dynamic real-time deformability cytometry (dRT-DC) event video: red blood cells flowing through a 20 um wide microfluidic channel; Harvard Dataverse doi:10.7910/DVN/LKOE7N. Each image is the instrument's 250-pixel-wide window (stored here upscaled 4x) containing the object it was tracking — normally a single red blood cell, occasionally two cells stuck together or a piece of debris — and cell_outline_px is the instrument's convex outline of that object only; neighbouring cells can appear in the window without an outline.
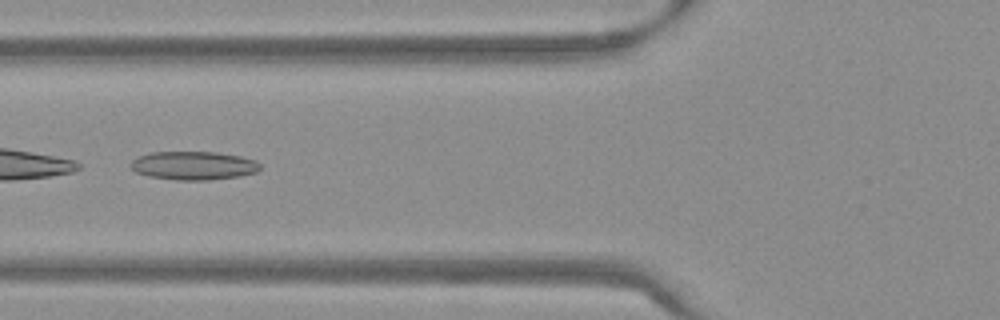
{"species": "Egyptian fruit bat (a non-hibernating species)", "species_latin": "Rousettus aegyptiacus", "temperature_condition": "warm", "stored_images_in_passage": 52, "camera_frame_rate_fps": 3000, "um_per_image_px": 0.085, "frame": {"image": 1, "passage_image": 21, "time_ms": 6.667, "image_size_px": [1000, 320], "cell_outline_px": [[260, 168], [256, 172], [240, 176], [208, 180], [176, 180], [148, 176], [136, 172], [128, 164], [132, 160], [140, 156], [152, 152], [216, 152], [240, 156], [256, 160], [260, 164]], "centroid_in_image_um": [16.45, 14.07], "position_along_channel_um": 109.3, "area_um2": 21.5}}
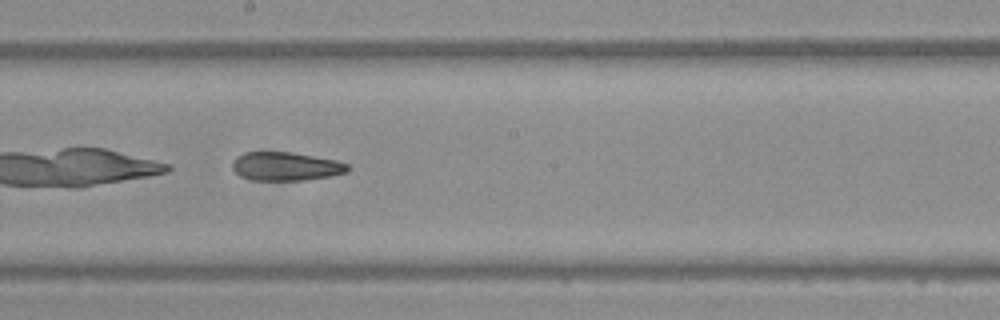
{"frame": {"image": 2, "passage_image": 30, "time_ms": 9.667, "image_size_px": [1000, 320], "cell_outline_px": [[352, 168], [348, 172], [332, 176], [304, 180], [252, 180], [240, 176], [232, 168], [232, 160], [236, 156], [244, 152], [292, 152], [336, 160], [348, 164]], "centroid_in_image_um": [24.31, 14.14], "position_along_channel_um": 223.9, "area_um2": 19.42}}
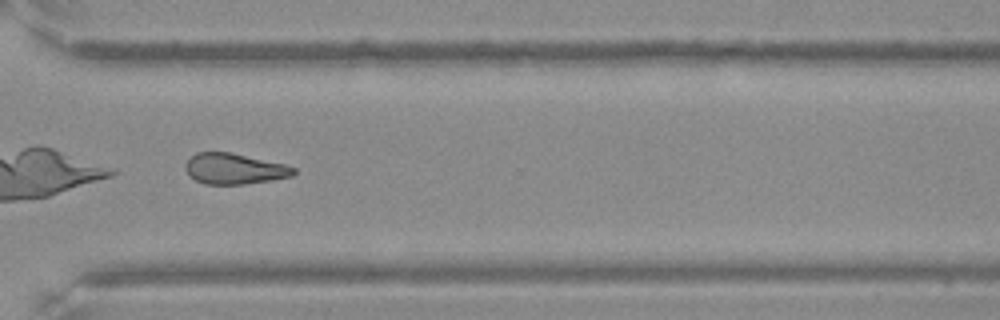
{"frame": {"image": 3, "passage_image": 40, "time_ms": 13.0, "image_size_px": [1000, 320], "cell_outline_px": [[296, 172], [292, 176], [272, 180], [244, 184], [204, 184], [188, 176], [184, 168], [184, 164], [196, 152], [228, 152], [288, 164], [296, 168]], "centroid_in_image_um": [19.92, 14.34], "position_along_channel_um": 350.7, "area_um2": 19.59}, "authors_computed_cell_mechanics": {"area_um2": 24.1604, "velocity_mm_per_s": 3.8074, "shape_relaxation_time_tau1_ms": null, "shape_relaxation_time_tau2_ms": 4.7451, "deformation_change_tau1": null, "deformation_change_tau2": 0.1336}}